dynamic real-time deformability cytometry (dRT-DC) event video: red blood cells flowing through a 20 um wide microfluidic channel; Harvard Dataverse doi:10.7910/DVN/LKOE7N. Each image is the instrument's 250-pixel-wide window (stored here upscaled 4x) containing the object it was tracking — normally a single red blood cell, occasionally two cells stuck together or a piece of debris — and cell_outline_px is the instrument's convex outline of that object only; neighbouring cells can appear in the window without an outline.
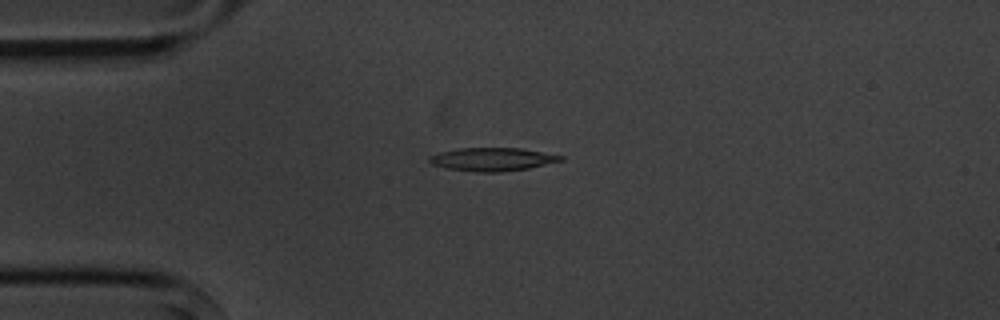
{"species": "common noctule bat (a hibernating species)", "species_latin": "Nyctalus noctula", "temperature_condition": "cold", "stored_images_in_passage": 11, "camera_frame_rate_fps": 3000, "um_per_image_px": 0.085, "animal": {"sex": "male", "body_mass_g": 20.1, "forearm_length_mm": 53.5}, "frame": {"image": 1, "passage_image": 2, "time_ms": 2.0, "image_size_px": [1000, 320], "cell_outline_px": [[564, 160], [528, 168], [500, 172], [476, 172], [444, 168], [432, 164], [428, 160], [428, 156], [440, 152], [460, 148], [520, 148], [564, 156]], "centroid_in_image_um": [41.82, 13.54], "position_along_channel_um": 43.2, "area_um2": 17.74}}
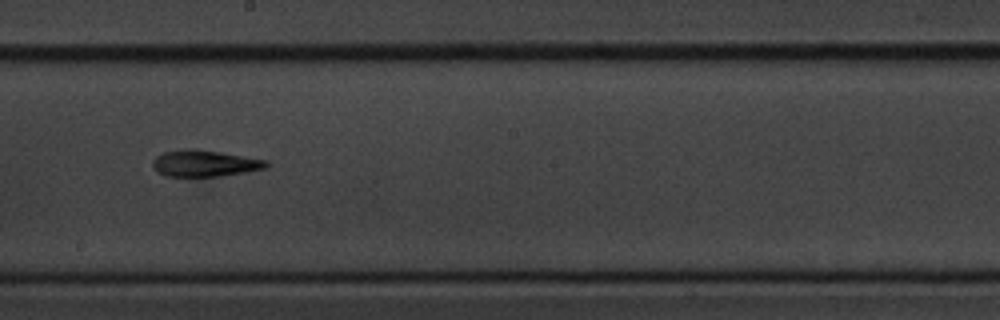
{"frame": {"image": 2, "passage_image": 7, "time_ms": 7.667, "image_size_px": [1000, 320], "cell_outline_px": [[272, 164], [268, 168], [220, 176], [164, 176], [152, 168], [152, 160], [156, 156], [164, 152], [188, 148], [196, 148], [268, 160]], "centroid_in_image_um": [17.41, 13.88], "position_along_channel_um": 230.8, "area_um2": 17.74}}
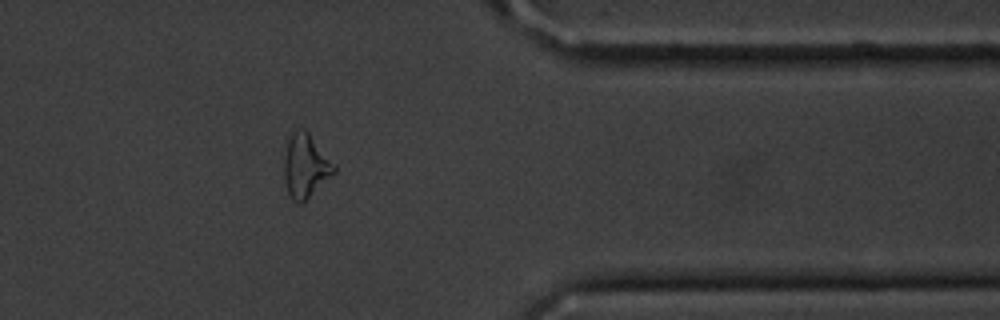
{"frame": {"image": 3, "passage_image": 11, "time_ms": 12.333, "image_size_px": [1000, 320], "cell_outline_px": [[336, 172], [300, 204], [296, 204], [288, 196], [284, 180], [284, 156], [288, 140], [292, 132], [300, 128], [304, 128], [308, 132], [336, 164]], "centroid_in_image_um": [25.96, 14.11], "position_along_channel_um": 385.4, "area_um2": 18.67}, "authors_computed_cell_mechanics": {"area_um2": 16.8776, "velocity_mm_per_s": 3.6352, "shape_relaxation_time_tau1_ms": 3.4564, "shape_relaxation_time_tau2_ms": 6.4749, "deformation_change_tau1": 0.1313, "deformation_change_tau2": 0.2063}}